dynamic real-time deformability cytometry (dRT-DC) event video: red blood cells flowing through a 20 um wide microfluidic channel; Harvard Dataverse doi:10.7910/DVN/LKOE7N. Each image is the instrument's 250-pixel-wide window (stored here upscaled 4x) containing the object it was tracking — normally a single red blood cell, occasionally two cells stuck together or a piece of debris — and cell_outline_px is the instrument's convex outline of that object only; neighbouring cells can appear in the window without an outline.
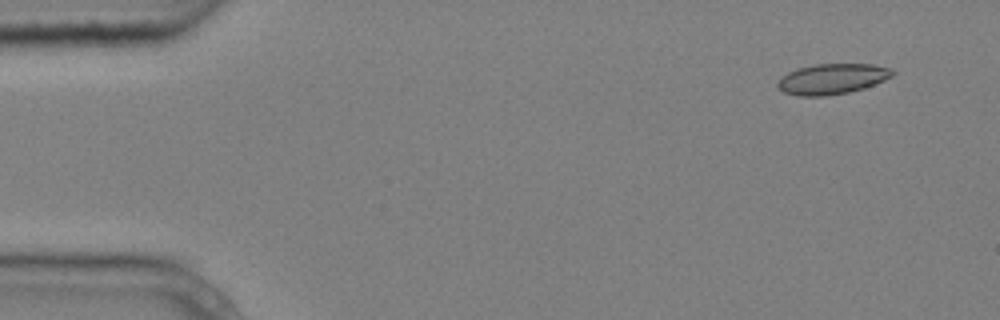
{"species": "common noctule bat (a hibernating species)", "species_latin": "Nyctalus noctula", "temperature_condition": "cold", "stored_images_in_passage": 6, "camera_frame_rate_fps": 3000, "um_per_image_px": 0.085, "animal": {"sex": "male", "body_mass_g": 20.4}, "frame": {"image": 1, "passage_image": 2, "time_ms": 0.333, "image_size_px": [1000, 320], "cell_outline_px": [[896, 72], [892, 76], [884, 80], [864, 88], [848, 92], [824, 96], [800, 96], [784, 92], [776, 84], [776, 80], [788, 72], [796, 68], [816, 64], [872, 64], [892, 68]], "centroid_in_image_um": [70.73, 6.7], "position_along_channel_um": 14.3, "area_um2": 20.46}}
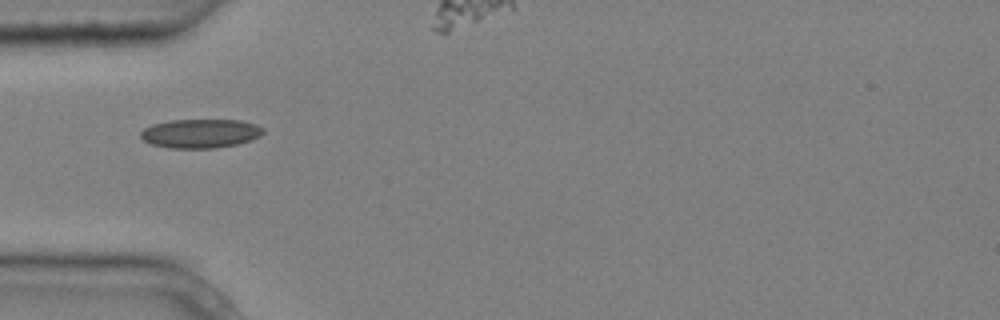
{"frame": {"image": 2, "passage_image": 5, "time_ms": 1.333, "image_size_px": [1000, 320], "cell_outline_px": [[264, 132], [260, 136], [252, 140], [236, 144], [216, 148], [168, 148], [152, 144], [144, 140], [140, 136], [140, 132], [144, 128], [152, 124], [168, 120], [240, 120], [256, 124], [264, 128]], "centroid_in_image_um": [17.04, 11.34], "position_along_channel_um": 68.0, "area_um2": 20.81}}